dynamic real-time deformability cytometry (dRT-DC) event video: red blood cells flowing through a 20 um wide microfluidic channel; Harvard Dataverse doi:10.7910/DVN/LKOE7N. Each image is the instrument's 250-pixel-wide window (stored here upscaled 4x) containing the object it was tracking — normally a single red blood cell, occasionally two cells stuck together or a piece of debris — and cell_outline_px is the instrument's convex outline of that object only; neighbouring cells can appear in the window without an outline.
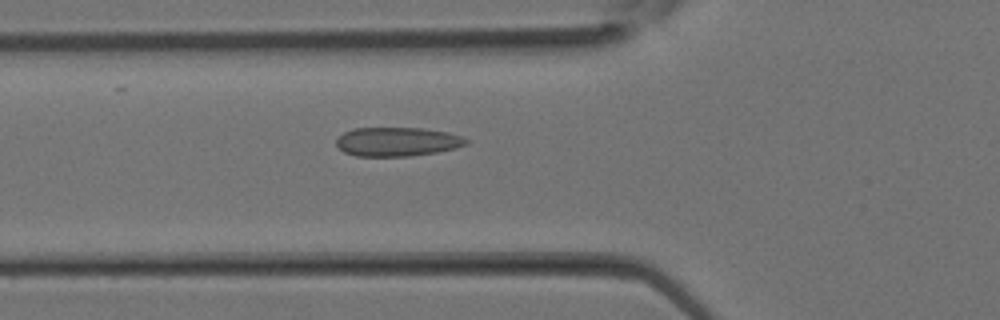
{"species": "Egyptian fruit bat (a non-hibernating species)", "species_latin": "Rousettus aegyptiacus", "temperature_condition": "room temperature", "stored_images_in_passage": 30, "camera_frame_rate_fps": 3000, "um_per_image_px": 0.085, "animal": {"sex": "female"}, "frame": {"image": 1, "passage_image": 9, "time_ms": 2.667, "image_size_px": [1000, 320], "cell_outline_px": [[468, 144], [456, 148], [436, 152], [408, 156], [356, 156], [344, 152], [336, 144], [336, 140], [344, 132], [356, 128], [420, 128], [448, 132], [460, 136], [468, 140]], "centroid_in_image_um": [33.77, 12.05], "position_along_channel_um": 92.0, "area_um2": 21.79}}
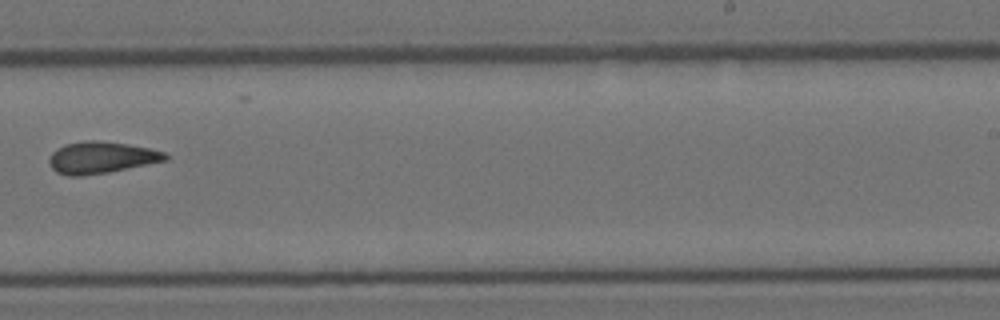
{"frame": {"image": 2, "passage_image": 18, "time_ms": 5.667, "image_size_px": [1000, 320], "cell_outline_px": [[168, 160], [108, 172], [80, 176], [68, 176], [56, 172], [48, 164], [48, 160], [52, 152], [64, 144], [84, 140], [100, 140], [128, 144], [148, 148], [164, 152], [168, 156]], "centroid_in_image_um": [8.57, 13.38], "position_along_channel_um": 280.4, "area_um2": 21.56}}
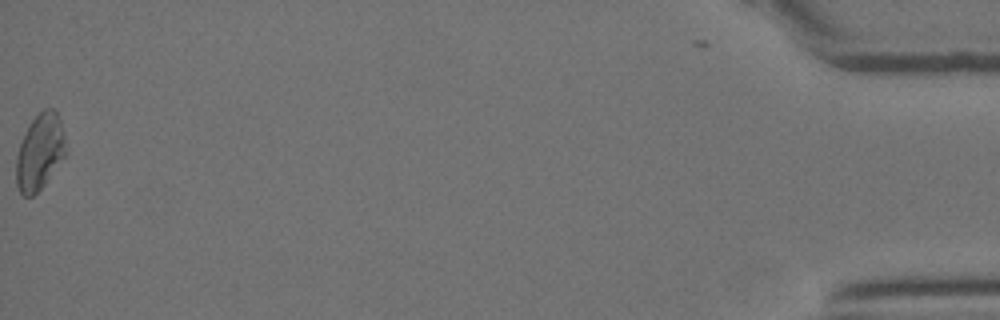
{"frame": {"image": 3, "passage_image": 30, "time_ms": 9.667, "image_size_px": [1000, 320], "cell_outline_px": [[64, 156], [44, 184], [32, 196], [24, 196], [20, 192], [16, 184], [16, 156], [20, 144], [32, 120], [44, 108], [52, 108], [56, 112], [60, 120], [64, 132]], "centroid_in_image_um": [3.36, 12.91], "position_along_channel_um": 431.8, "area_um2": 21.33}}